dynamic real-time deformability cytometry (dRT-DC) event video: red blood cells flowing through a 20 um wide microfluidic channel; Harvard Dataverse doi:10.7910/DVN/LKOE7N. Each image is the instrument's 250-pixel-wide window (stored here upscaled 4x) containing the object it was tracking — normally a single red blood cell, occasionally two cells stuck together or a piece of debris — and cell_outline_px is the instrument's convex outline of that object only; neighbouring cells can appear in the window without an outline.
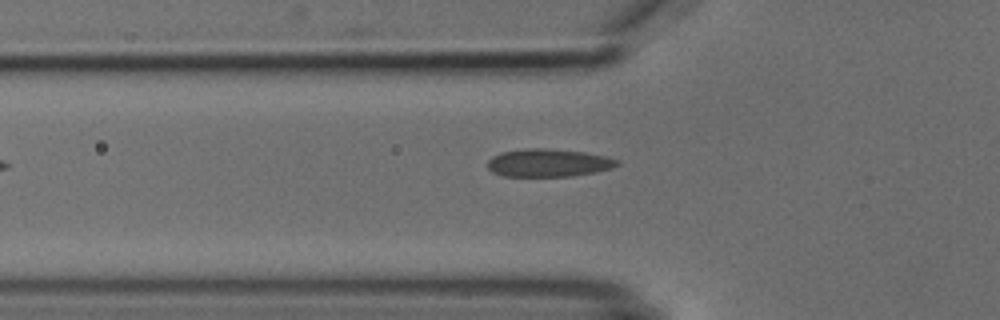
{"species": "common noctule bat (a hibernating species)", "species_latin": "Nyctalus noctula", "temperature_condition": "cold", "stored_images_in_passage": 3, "camera_frame_rate_fps": 3000, "um_per_image_px": 0.085, "animal": {"sex": "male", "body_mass_g": 18.8}, "frame": {"image": 1, "passage_image": 2, "time_ms": 1.333, "image_size_px": [1000, 320], "cell_outline_px": [[620, 164], [612, 168], [596, 172], [572, 176], [504, 176], [492, 172], [488, 168], [488, 160], [492, 156], [500, 152], [524, 148], [548, 148], [584, 152], [604, 156], [620, 160]], "centroid_in_image_um": [46.61, 13.83], "position_along_channel_um": 79.2, "area_um2": 21.21}}
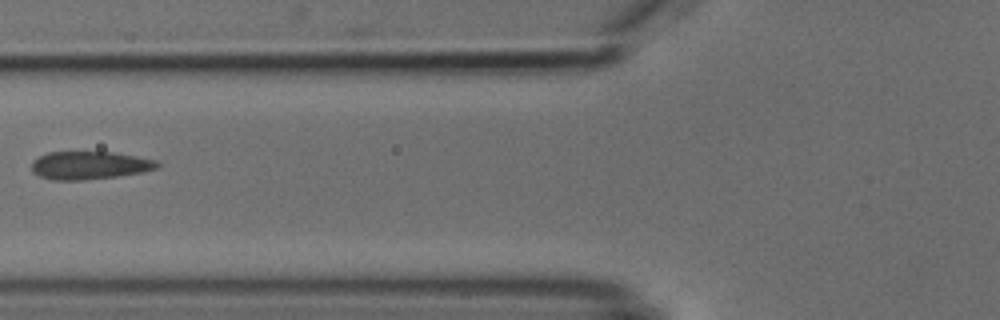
{"frame": {"image": 2, "passage_image": 3, "time_ms": 2.333, "image_size_px": [1000, 320], "cell_outline_px": [[160, 164], [156, 168], [144, 172], [116, 176], [84, 180], [52, 180], [40, 176], [32, 172], [32, 160], [48, 152], [112, 152], [136, 156], [156, 160]], "centroid_in_image_um": [7.59, 14.05], "position_along_channel_um": 118.2, "area_um2": 20.46}}